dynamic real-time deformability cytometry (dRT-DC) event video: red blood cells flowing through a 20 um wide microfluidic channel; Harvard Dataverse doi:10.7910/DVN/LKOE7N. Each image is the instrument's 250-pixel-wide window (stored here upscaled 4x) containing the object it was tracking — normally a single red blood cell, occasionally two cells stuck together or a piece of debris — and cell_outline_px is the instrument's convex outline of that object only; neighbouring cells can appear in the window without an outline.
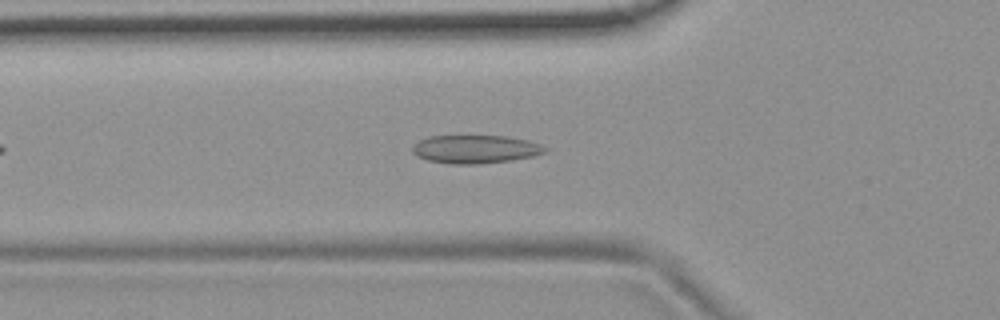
{"species": "common noctule bat (a hibernating species)", "species_latin": "Nyctalus noctula", "temperature_condition": "room temperature", "stored_images_in_passage": 45, "camera_frame_rate_fps": 3000, "um_per_image_px": 0.085, "animal": {"sex": "female", "body_mass_g": 19.9}, "frame": {"image": 1, "passage_image": 10, "time_ms": 3.0, "image_size_px": [1000, 320], "cell_outline_px": [[548, 148], [544, 152], [532, 156], [512, 160], [476, 164], [448, 164], [428, 160], [416, 156], [412, 152], [412, 148], [420, 140], [428, 136], [504, 136], [528, 140], [540, 144]], "centroid_in_image_um": [40.39, 12.68], "position_along_channel_um": 85.4, "area_um2": 21.73}}
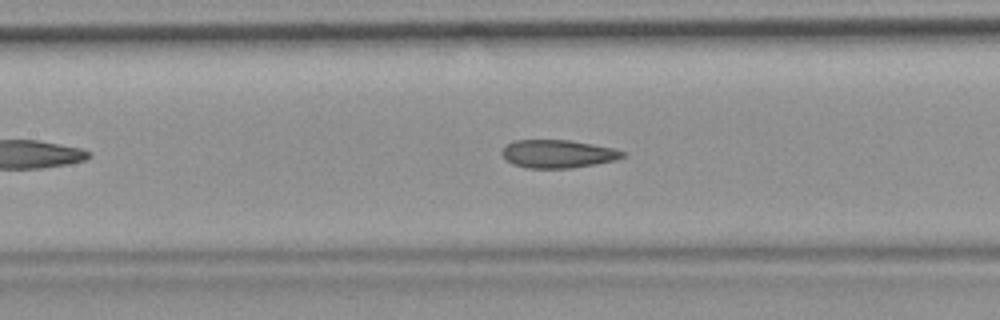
{"frame": {"image": 2, "passage_image": 16, "time_ms": 5.0, "image_size_px": [1000, 320], "cell_outline_px": [[628, 152], [624, 156], [616, 160], [596, 164], [572, 168], [528, 168], [512, 164], [500, 152], [508, 144], [516, 140], [568, 140], [592, 144], [612, 148]], "centroid_in_image_um": [47.45, 13.08], "position_along_channel_um": 159.9, "area_um2": 19.65}}
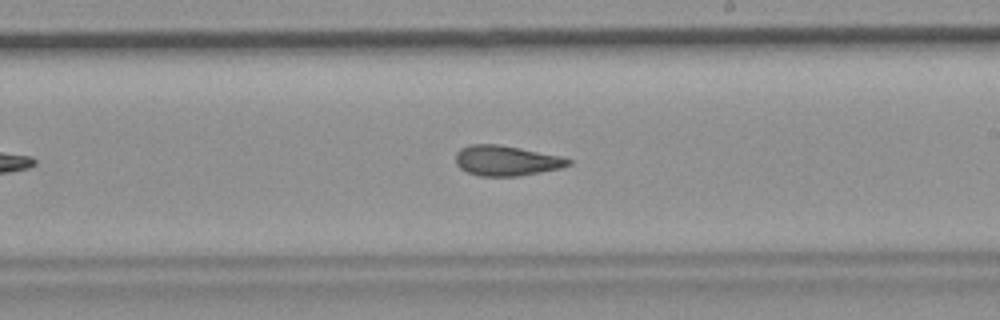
{"frame": {"image": 3, "passage_image": 23, "time_ms": 7.333, "image_size_px": [1000, 320], "cell_outline_px": [[572, 164], [560, 168], [520, 176], [480, 176], [468, 172], [460, 168], [456, 164], [456, 152], [460, 148], [468, 144], [496, 144], [520, 148], [560, 156], [572, 160]], "centroid_in_image_um": [43.02, 13.65], "position_along_channel_um": 246.0, "area_um2": 19.83}, "authors_computed_cell_mechanics": {"area_um2": 20.1144, "velocity_mm_per_s": 3.7028, "shape_relaxation_time_tau1_ms": null, "shape_relaxation_time_tau2_ms": 3.1452, "deformation_change_tau1": null, "deformation_change_tau2": 0.0894}}